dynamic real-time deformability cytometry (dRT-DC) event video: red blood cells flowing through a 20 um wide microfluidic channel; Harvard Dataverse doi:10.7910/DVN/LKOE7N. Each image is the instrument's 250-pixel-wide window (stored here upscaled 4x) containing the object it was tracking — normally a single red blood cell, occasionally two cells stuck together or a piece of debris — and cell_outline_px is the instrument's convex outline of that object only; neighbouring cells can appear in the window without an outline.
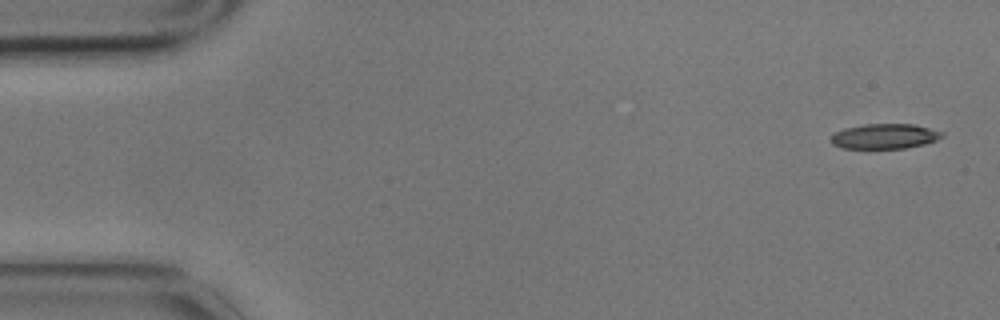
{"species": "common noctule bat (a hibernating species)", "species_latin": "Nyctalus noctula", "temperature_condition": "cold", "stored_images_in_passage": 7, "camera_frame_rate_fps": 3000, "um_per_image_px": 0.085, "animal": {"sex": "male", "body_mass_g": 17.9}, "frame": {"image": 1, "passage_image": 1, "time_ms": 0.0, "image_size_px": [1000, 320], "cell_outline_px": [[944, 136], [936, 140], [924, 144], [904, 148], [840, 148], [832, 144], [828, 140], [832, 132], [844, 128], [864, 124], [916, 124], [944, 132]], "centroid_in_image_um": [75.14, 11.57], "position_along_channel_um": 9.9, "area_um2": 16.47}}
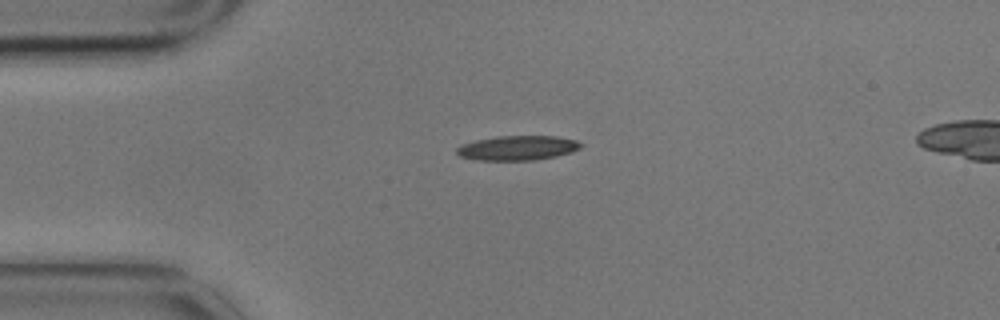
{"frame": {"image": 2, "passage_image": 4, "time_ms": 1.0, "image_size_px": [1000, 320], "cell_outline_px": [[584, 144], [580, 148], [572, 152], [556, 156], [532, 160], [476, 160], [460, 156], [456, 152], [456, 148], [460, 144], [476, 140], [496, 136], [556, 136], [576, 140]], "centroid_in_image_um": [43.99, 12.57], "position_along_channel_um": 41.0, "area_um2": 17.86}}